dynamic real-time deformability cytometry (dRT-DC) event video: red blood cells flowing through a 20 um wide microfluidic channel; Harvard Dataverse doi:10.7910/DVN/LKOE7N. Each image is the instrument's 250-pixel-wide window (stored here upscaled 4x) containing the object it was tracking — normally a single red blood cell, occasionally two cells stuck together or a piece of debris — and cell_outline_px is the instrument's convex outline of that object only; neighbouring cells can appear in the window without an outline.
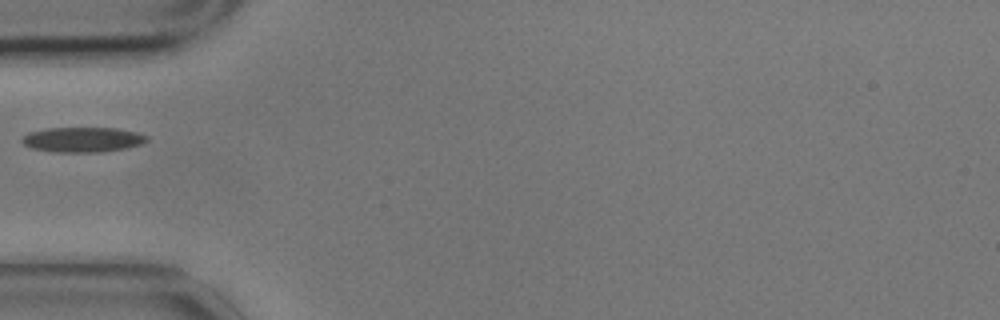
{"species": "common noctule bat (a hibernating species)", "species_latin": "Nyctalus noctula", "temperature_condition": "cold", "stored_images_in_passage": 40, "camera_frame_rate_fps": 3000, "um_per_image_px": 0.085, "animal": {"sex": "male", "body_mass_g": 17.9}, "frame": {"image": 1, "passage_image": 1, "time_ms": 0.0, "image_size_px": [1000, 320], "cell_outline_px": [[148, 140], [140, 144], [124, 148], [100, 152], [56, 152], [32, 148], [24, 144], [20, 140], [28, 132], [48, 128], [116, 128], [140, 132], [148, 136]], "centroid_in_image_um": [7.04, 11.86], "position_along_channel_um": 78.0, "area_um2": 18.15}}